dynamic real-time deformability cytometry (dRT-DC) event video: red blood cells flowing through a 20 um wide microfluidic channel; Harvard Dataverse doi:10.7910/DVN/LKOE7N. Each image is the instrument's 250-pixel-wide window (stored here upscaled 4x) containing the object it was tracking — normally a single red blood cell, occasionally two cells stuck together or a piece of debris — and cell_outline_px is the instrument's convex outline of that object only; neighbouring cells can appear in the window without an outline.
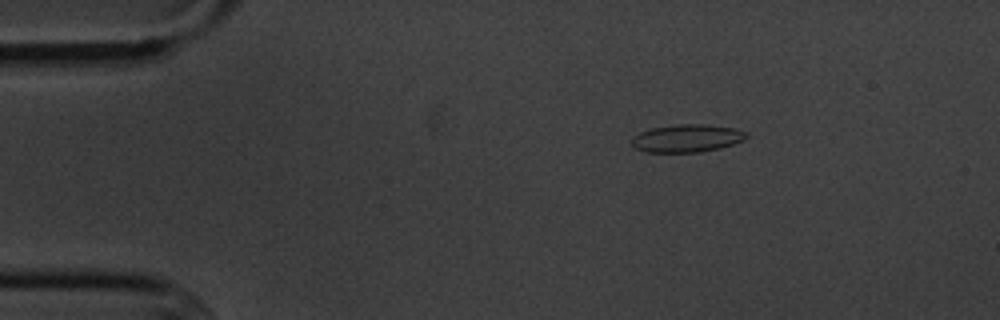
{"species": "common noctule bat (a hibernating species)", "species_latin": "Nyctalus noctula", "temperature_condition": "cold", "stored_images_in_passage": 5, "camera_frame_rate_fps": 3000, "um_per_image_px": 0.085, "animal": {"sex": "male", "body_mass_g": 20.1, "forearm_length_mm": 53.5}, "frame": {"image": 1, "passage_image": 3, "time_ms": 2.333, "image_size_px": [1000, 320], "cell_outline_px": [[748, 136], [744, 140], [720, 148], [700, 152], [648, 152], [636, 148], [632, 144], [632, 140], [640, 132], [652, 128], [676, 124], [704, 124], [732, 128], [748, 132]], "centroid_in_image_um": [58.42, 11.75], "position_along_channel_um": 26.6, "area_um2": 18.38}}